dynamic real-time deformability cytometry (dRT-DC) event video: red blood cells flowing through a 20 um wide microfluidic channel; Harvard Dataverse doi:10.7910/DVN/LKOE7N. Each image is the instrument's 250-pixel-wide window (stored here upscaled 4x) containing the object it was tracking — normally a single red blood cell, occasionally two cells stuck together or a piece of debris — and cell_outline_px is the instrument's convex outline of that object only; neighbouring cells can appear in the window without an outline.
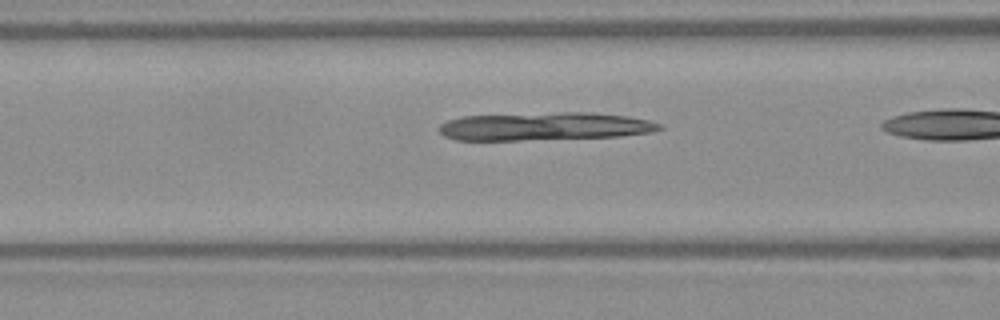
{"species": "Egyptian fruit bat (a non-hibernating species)", "species_latin": "Rousettus aegyptiacus", "temperature_condition": "warm", "stored_images_in_passage": 17, "camera_frame_rate_fps": 3000, "um_per_image_px": 0.085, "frame": {"image": 1, "passage_image": 16, "time_ms": 5.0, "image_size_px": [1000, 320], "cell_outline_px": [[664, 128], [652, 132], [620, 136], [520, 140], [456, 140], [444, 136], [436, 128], [440, 124], [448, 120], [464, 116], [560, 112], [584, 112], [628, 116], [648, 120], [664, 124]], "centroid_in_image_um": [46.3, 10.74], "position_along_channel_um": 120.3, "area_um2": 36.07}}